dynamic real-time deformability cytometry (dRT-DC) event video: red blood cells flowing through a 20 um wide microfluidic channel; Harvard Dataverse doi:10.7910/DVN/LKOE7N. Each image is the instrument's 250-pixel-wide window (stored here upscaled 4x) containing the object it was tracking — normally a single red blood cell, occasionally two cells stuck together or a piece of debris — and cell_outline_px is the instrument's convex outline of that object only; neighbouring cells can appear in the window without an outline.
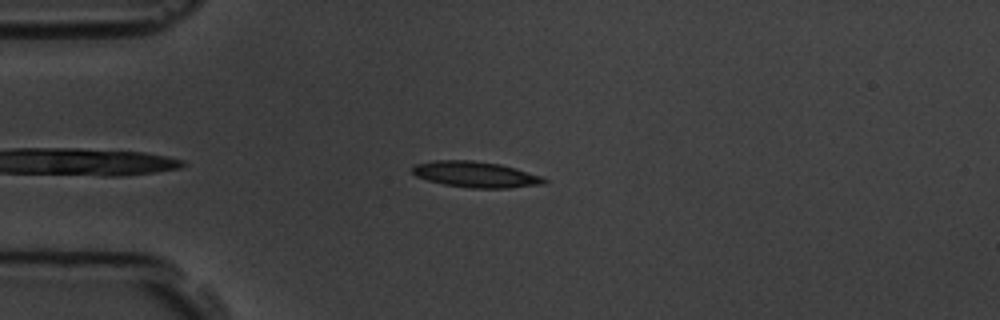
{"species": "common noctule bat (a hibernating species)", "species_latin": "Nyctalus noctula", "temperature_condition": "room temperature", "stored_images_in_passage": 6, "camera_frame_rate_fps": 3000, "um_per_image_px": 0.085, "animal": {"sex": "male", "body_mass_g": 19.5, "forearm_length_mm": 54.6}, "frame": {"image": 1, "passage_image": 4, "time_ms": 3.333, "image_size_px": [1000, 320], "cell_outline_px": [[548, 180], [544, 184], [508, 188], [472, 188], [444, 184], [428, 180], [416, 176], [412, 172], [412, 168], [416, 164], [436, 160], [472, 160], [500, 164], [516, 168], [544, 176]], "centroid_in_image_um": [40.48, 14.82], "position_along_channel_um": 44.5, "area_um2": 19.94}}
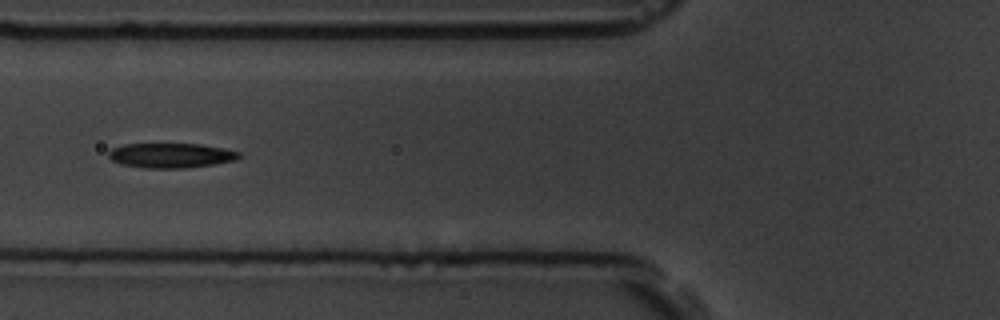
{"frame": {"image": 2, "passage_image": 6, "time_ms": 5.667, "image_size_px": [1000, 320], "cell_outline_px": [[240, 156], [236, 160], [188, 168], [144, 168], [120, 164], [112, 160], [108, 156], [108, 152], [112, 148], [124, 144], [200, 144], [224, 148], [240, 152]], "centroid_in_image_um": [14.51, 13.21], "position_along_channel_um": 111.3, "area_um2": 18.84}}